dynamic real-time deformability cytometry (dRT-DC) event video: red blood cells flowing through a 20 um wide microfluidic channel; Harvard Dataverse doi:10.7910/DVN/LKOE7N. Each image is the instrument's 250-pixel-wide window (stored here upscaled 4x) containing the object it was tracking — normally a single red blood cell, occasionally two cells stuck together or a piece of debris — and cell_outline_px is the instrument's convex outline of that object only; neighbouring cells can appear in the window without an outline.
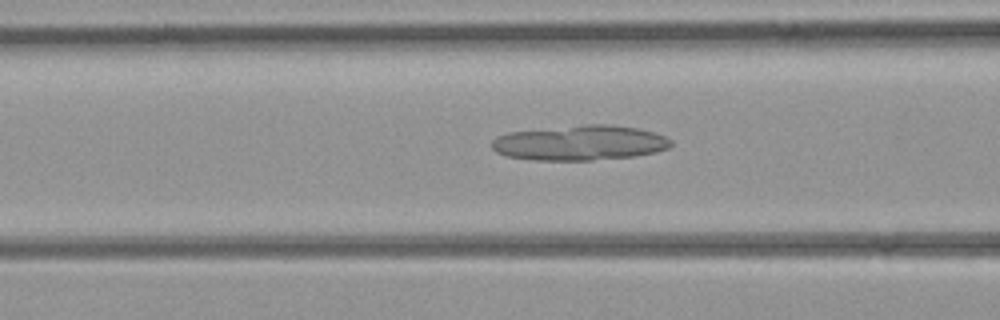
{"species": "common noctule bat (a hibernating species)", "species_latin": "Nyctalus noctula", "temperature_condition": "room temperature", "stored_images_in_passage": 43, "camera_frame_rate_fps": 3000, "um_per_image_px": 0.085, "animal": {"sex": "female", "body_mass_g": 21.9}, "frame": {"image": 1, "passage_image": 17, "time_ms": 5.333, "image_size_px": [1000, 320], "cell_outline_px": [[672, 144], [668, 148], [656, 152], [636, 156], [592, 160], [532, 160], [504, 156], [496, 152], [492, 148], [492, 140], [496, 136], [508, 132], [584, 124], [608, 124], [636, 128], [652, 132], [664, 136], [672, 140]], "centroid_in_image_um": [49.26, 12.14], "position_along_channel_um": 117.3, "area_um2": 36.76}}
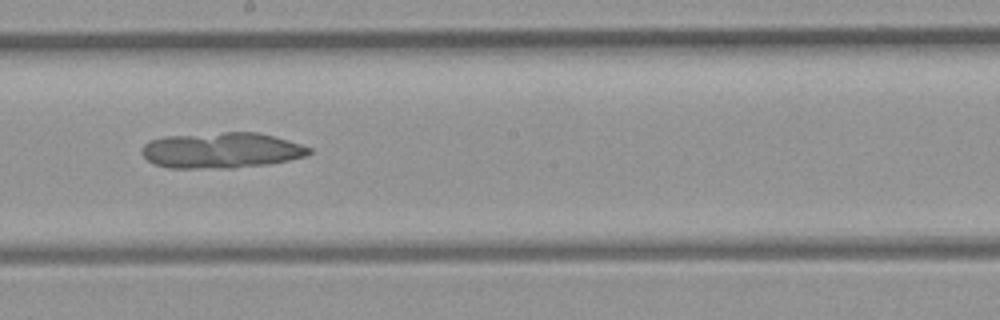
{"frame": {"image": 2, "passage_image": 24, "time_ms": 7.667, "image_size_px": [1000, 320], "cell_outline_px": [[312, 152], [308, 156], [288, 160], [264, 164], [232, 168], [168, 168], [156, 164], [148, 160], [140, 152], [144, 144], [152, 140], [164, 136], [224, 132], [256, 132], [288, 140], [312, 148]], "centroid_in_image_um": [18.82, 12.78], "position_along_channel_um": 229.4, "area_um2": 34.74}}
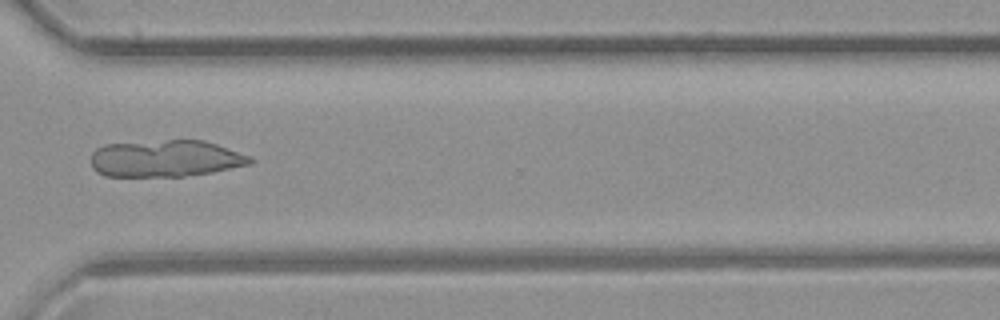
{"frame": {"image": 3, "passage_image": 32, "time_ms": 10.333, "image_size_px": [1000, 320], "cell_outline_px": [[256, 160], [252, 164], [212, 172], [184, 176], [104, 176], [96, 172], [92, 168], [92, 152], [96, 148], [104, 144], [168, 140], [204, 140], [252, 156]], "centroid_in_image_um": [14.09, 13.47], "position_along_channel_um": 356.5, "area_um2": 34.39}}